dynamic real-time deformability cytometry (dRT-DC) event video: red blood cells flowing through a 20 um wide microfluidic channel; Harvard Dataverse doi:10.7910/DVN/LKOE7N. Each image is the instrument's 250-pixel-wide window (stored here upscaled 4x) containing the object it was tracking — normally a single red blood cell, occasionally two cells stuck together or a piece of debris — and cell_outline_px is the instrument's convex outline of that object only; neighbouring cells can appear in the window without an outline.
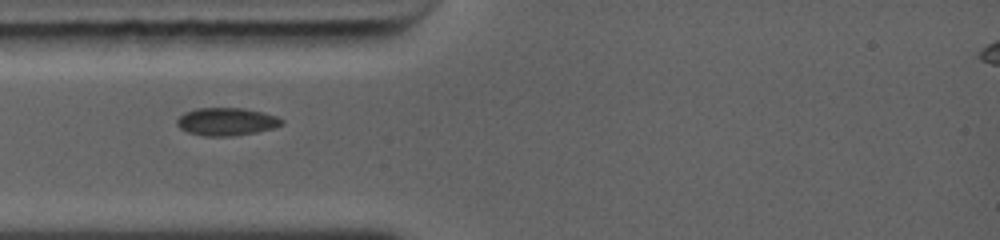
{"species": "common noctule bat (a hibernating species)", "species_latin": "Nyctalus noctula", "temperature_condition": "warm", "stored_images_in_passage": 42, "camera_frame_rate_fps": 5000, "um_per_image_px": 0.085, "animal": {"sex": "female", "body_mass_g": 19.0, "forearm_length_mm": 56.7}, "frame": {"image": 1, "passage_image": 1, "time_ms": 0.0, "image_size_px": [1000, 240], "cell_outline_px": [[284, 124], [272, 128], [256, 132], [228, 136], [204, 136], [188, 132], [180, 128], [176, 124], [176, 120], [184, 112], [196, 108], [244, 108], [276, 116], [284, 120]], "centroid_in_image_um": [19.23, 10.33], "position_along_channel_um": 65.8, "area_um2": 16.88}}
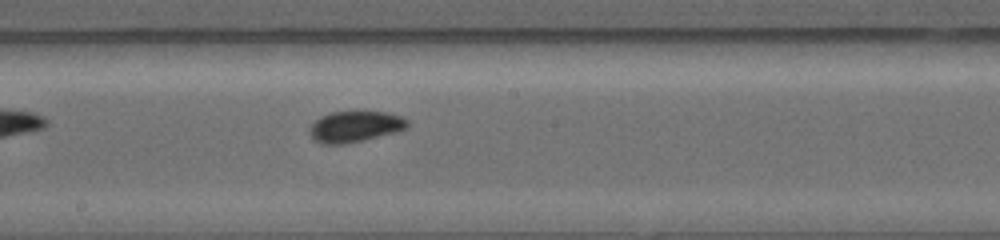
{"frame": {"image": 2, "passage_image": 12, "time_ms": 3.4, "image_size_px": [1000, 240], "cell_outline_px": [[408, 124], [404, 128], [392, 132], [344, 144], [320, 144], [312, 140], [312, 124], [320, 116], [332, 112], [388, 112], [400, 116], [408, 120]], "centroid_in_image_um": [30.14, 10.75], "position_along_channel_um": 218.1, "area_um2": 17.11}}
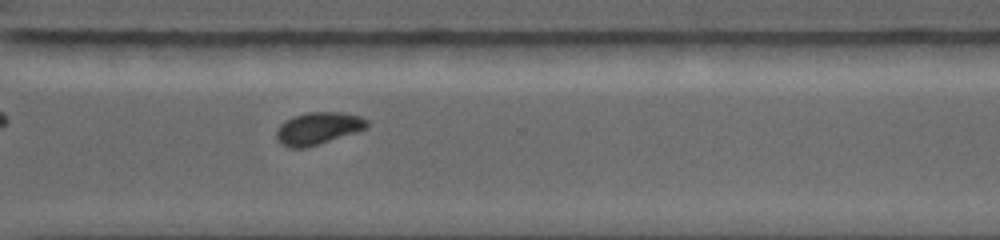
{"frame": {"image": 3, "passage_image": 22, "time_ms": 6.2, "image_size_px": [1000, 240], "cell_outline_px": [[368, 124], [364, 128], [304, 148], [292, 148], [284, 144], [276, 136], [276, 132], [280, 124], [292, 116], [308, 112], [340, 112], [360, 116], [368, 120]], "centroid_in_image_um": [27.0, 10.87], "position_along_channel_um": 343.6, "area_um2": 16.36}}